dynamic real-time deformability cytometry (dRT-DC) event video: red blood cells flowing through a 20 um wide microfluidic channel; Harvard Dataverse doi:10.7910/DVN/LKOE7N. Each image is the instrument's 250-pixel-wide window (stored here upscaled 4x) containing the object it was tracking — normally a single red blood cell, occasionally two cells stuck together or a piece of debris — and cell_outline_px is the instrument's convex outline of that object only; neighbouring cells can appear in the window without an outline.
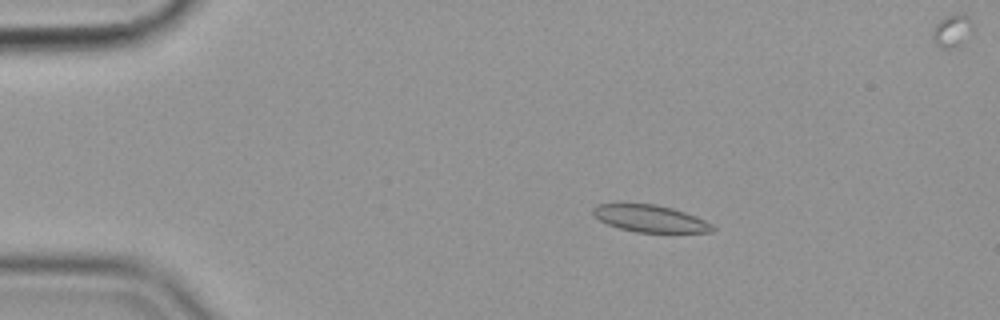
{"species": "common noctule bat (a hibernating species)", "species_latin": "Nyctalus noctula", "temperature_condition": "cold", "stored_images_in_passage": 18, "camera_frame_rate_fps": 3000, "um_per_image_px": 0.085, "animal": {"sex": "female", "body_mass_g": 19.9}, "frame": {"image": 1, "passage_image": 10, "time_ms": 3.0, "image_size_px": [1000, 320], "cell_outline_px": [[716, 228], [712, 232], [636, 232], [620, 228], [608, 224], [600, 220], [592, 212], [592, 208], [596, 204], [656, 204], [672, 208], [696, 216], [712, 224]], "centroid_in_image_um": [55.28, 18.58], "position_along_channel_um": 29.7, "area_um2": 18.61}}
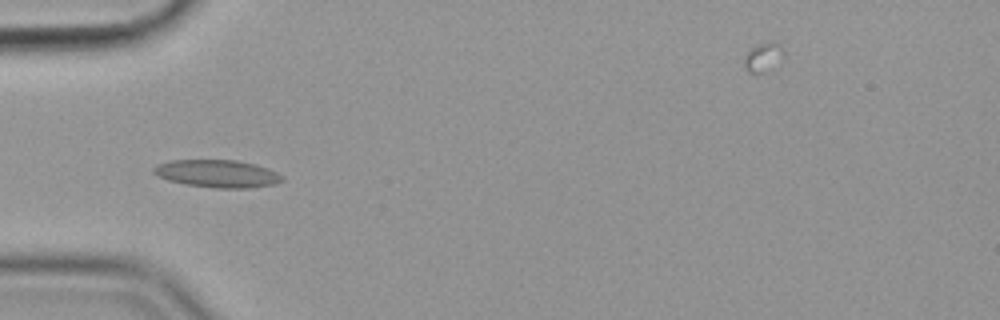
{"frame": {"image": 2, "passage_image": 18, "time_ms": 5.667, "image_size_px": [1000, 320], "cell_outline_px": [[284, 180], [276, 184], [252, 188], [216, 188], [184, 184], [168, 180], [152, 172], [152, 168], [156, 164], [172, 160], [236, 160], [256, 164], [268, 168], [284, 176]], "centroid_in_image_um": [18.5, 14.76], "position_along_channel_um": 66.5, "area_um2": 20.87}}